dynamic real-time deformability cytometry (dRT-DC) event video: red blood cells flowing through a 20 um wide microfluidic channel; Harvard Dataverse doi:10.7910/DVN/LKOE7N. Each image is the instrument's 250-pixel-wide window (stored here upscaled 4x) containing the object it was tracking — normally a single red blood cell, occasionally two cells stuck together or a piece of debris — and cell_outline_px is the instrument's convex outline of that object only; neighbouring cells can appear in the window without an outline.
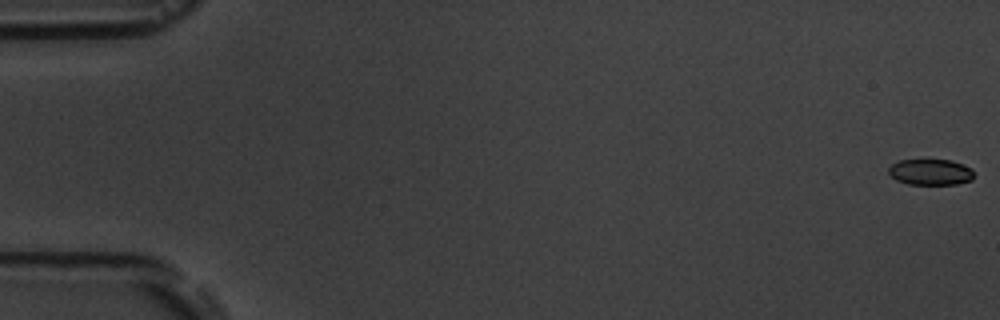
{"species": "common noctule bat (a hibernating species)", "species_latin": "Nyctalus noctula", "temperature_condition": "room temperature", "stored_images_in_passage": 6, "camera_frame_rate_fps": 3000, "um_per_image_px": 0.085, "animal": {"sex": "male", "body_mass_g": 19.5, "forearm_length_mm": 54.6}, "frame": {"image": 1, "passage_image": 1, "time_ms": 0.0, "image_size_px": [1000, 320], "cell_outline_px": [[972, 180], [956, 184], [908, 184], [896, 180], [888, 172], [888, 168], [892, 164], [900, 160], [952, 160], [972, 168]], "centroid_in_image_um": [79.08, 14.62], "position_along_channel_um": 5.9, "area_um2": 12.83}}
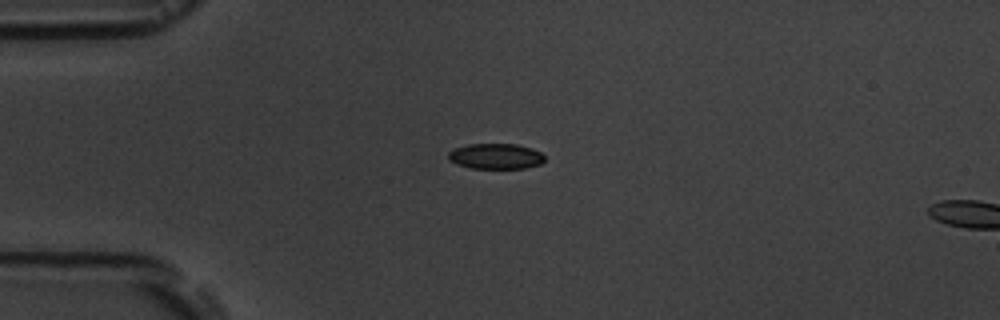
{"frame": {"image": 2, "passage_image": 5, "time_ms": 4.667, "image_size_px": [1000, 320], "cell_outline_px": [[544, 160], [540, 164], [524, 168], [472, 168], [456, 164], [448, 160], [448, 152], [456, 148], [468, 144], [516, 144], [532, 148], [540, 152], [544, 156]], "centroid_in_image_um": [42.12, 13.28], "position_along_channel_um": 42.9, "area_um2": 14.28}}